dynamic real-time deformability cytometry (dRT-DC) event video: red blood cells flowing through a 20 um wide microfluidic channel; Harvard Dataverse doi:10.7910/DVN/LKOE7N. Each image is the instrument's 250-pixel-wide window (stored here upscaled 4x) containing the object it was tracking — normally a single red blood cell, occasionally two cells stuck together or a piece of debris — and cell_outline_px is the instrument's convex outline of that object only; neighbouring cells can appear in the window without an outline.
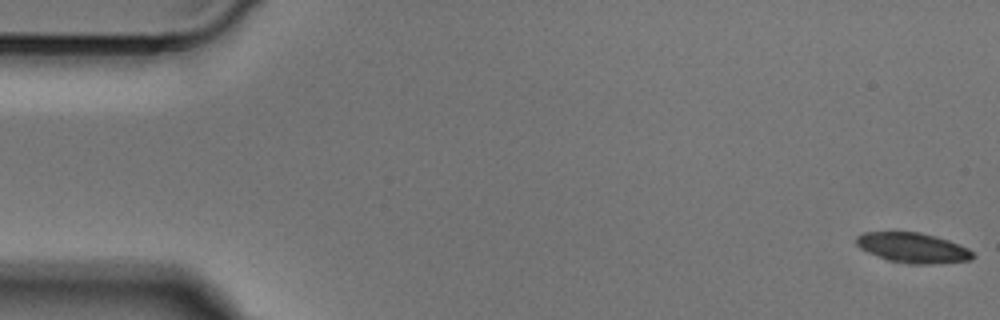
{"species": "Egyptian fruit bat (a non-hibernating species)", "species_latin": "Rousettus aegyptiacus", "temperature_condition": "cold", "stored_images_in_passage": 10, "camera_frame_rate_fps": 3000, "um_per_image_px": 0.085, "animal": {"sex": "male"}, "frame": {"image": 1, "passage_image": 1, "time_ms": 0.0, "image_size_px": [1000, 320], "cell_outline_px": [[976, 256], [972, 260], [932, 264], [912, 264], [888, 260], [868, 252], [860, 248], [856, 244], [856, 236], [864, 232], [920, 232], [936, 236], [948, 240], [968, 248]], "centroid_in_image_um": [77.61, 21.06], "position_along_channel_um": 7.4, "area_um2": 20.4}}